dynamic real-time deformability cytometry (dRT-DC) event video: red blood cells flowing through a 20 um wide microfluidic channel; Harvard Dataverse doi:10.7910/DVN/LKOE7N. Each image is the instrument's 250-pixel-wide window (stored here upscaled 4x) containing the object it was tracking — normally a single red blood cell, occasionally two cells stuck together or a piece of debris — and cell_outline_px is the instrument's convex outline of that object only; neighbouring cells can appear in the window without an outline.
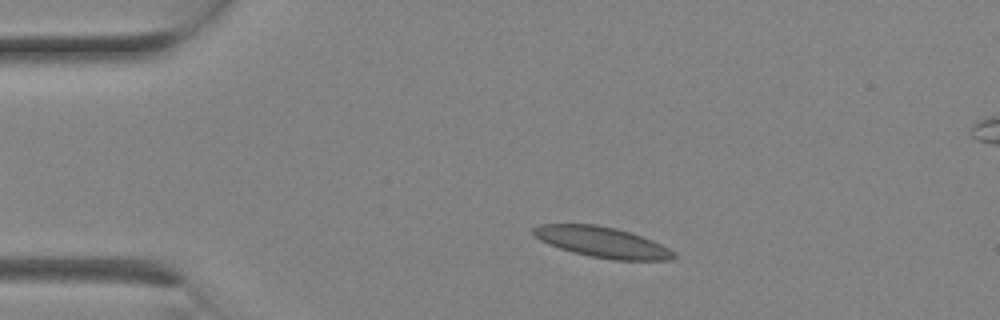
{"species": "Egyptian fruit bat (a non-hibernating species)", "species_latin": "Rousettus aegyptiacus", "temperature_condition": "room temperature", "stored_images_in_passage": 3, "segment_of_instrument_passage": [1, 2], "camera_frame_rate_fps": 3000, "um_per_image_px": 0.085, "animal": {"sex": "female"}, "frame": {"image": 1, "passage_image": 2, "time_ms": 0.333, "image_size_px": [1000, 320], "cell_outline_px": [[676, 256], [672, 260], [612, 260], [572, 252], [548, 244], [540, 240], [532, 232], [532, 228], [540, 224], [596, 224], [616, 228], [652, 240], [676, 252]], "centroid_in_image_um": [51.19, 20.58], "position_along_channel_um": 33.8, "area_um2": 24.91}}